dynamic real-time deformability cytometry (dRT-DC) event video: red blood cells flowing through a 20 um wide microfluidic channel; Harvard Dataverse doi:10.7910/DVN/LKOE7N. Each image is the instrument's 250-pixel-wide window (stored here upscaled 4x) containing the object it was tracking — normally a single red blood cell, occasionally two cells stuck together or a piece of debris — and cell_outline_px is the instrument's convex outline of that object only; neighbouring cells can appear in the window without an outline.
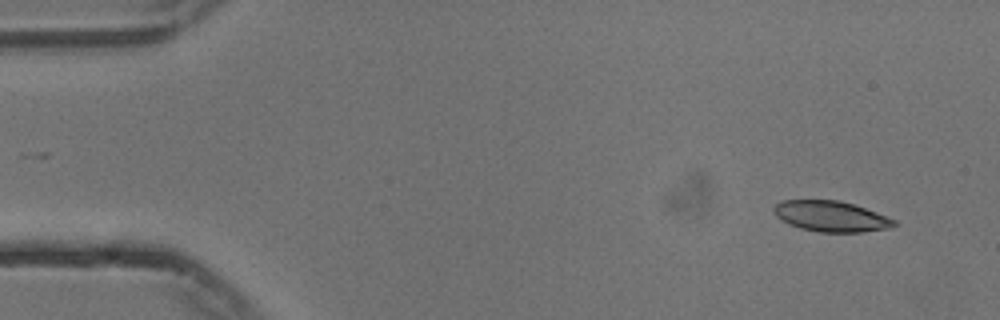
{"species": "common noctule bat (a hibernating species)", "species_latin": "Nyctalus noctula", "temperature_condition": "cold", "stored_images_in_passage": 53, "camera_frame_rate_fps": 3000, "um_per_image_px": 0.085, "animal": {"sex": "male", "body_mass_g": 13.3}, "frame": {"image": 1, "passage_image": 3, "time_ms": 0.667, "image_size_px": [1000, 320], "cell_outline_px": [[900, 224], [892, 228], [860, 232], [820, 232], [800, 228], [788, 224], [780, 220], [772, 212], [772, 208], [780, 200], [840, 200], [876, 212], [896, 220]], "centroid_in_image_um": [70.62, 18.39], "position_along_channel_um": 14.4, "area_um2": 21.73}}
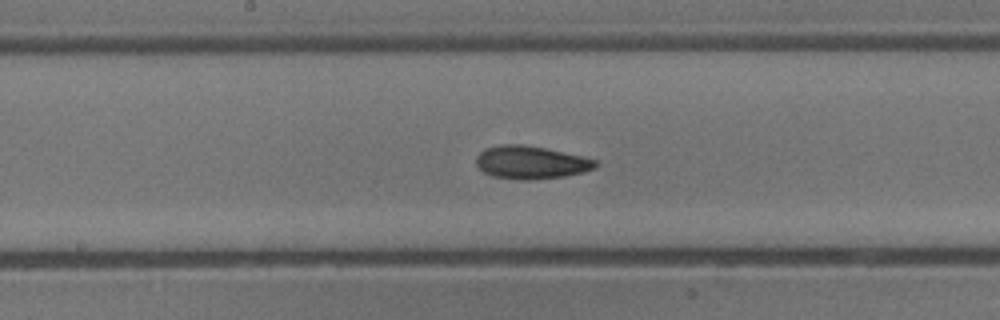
{"frame": {"image": 2, "passage_image": 27, "time_ms": 8.667, "image_size_px": [1000, 320], "cell_outline_px": [[596, 168], [584, 172], [564, 176], [528, 180], [520, 180], [492, 176], [484, 172], [476, 164], [476, 156], [484, 148], [500, 144], [520, 144], [544, 148], [584, 156], [596, 160]], "centroid_in_image_um": [45.11, 13.8], "position_along_channel_um": 203.1, "area_um2": 22.95}}
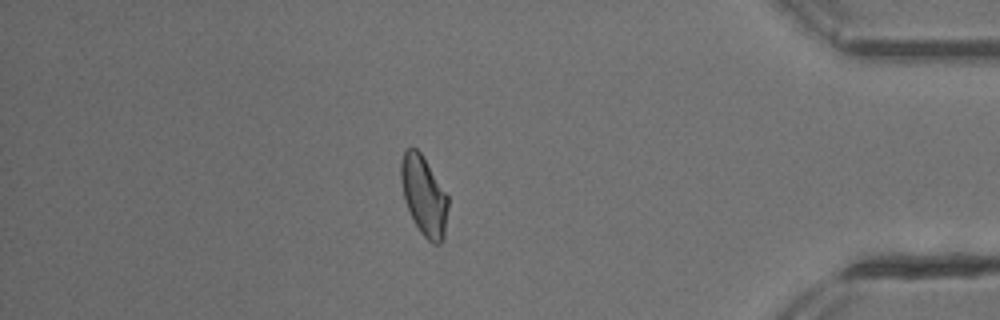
{"frame": {"image": 3, "passage_image": 46, "time_ms": 15.0, "image_size_px": [1000, 320], "cell_outline_px": [[448, 208], [444, 240], [440, 244], [432, 244], [420, 232], [404, 200], [400, 180], [400, 164], [404, 152], [408, 148], [416, 148], [420, 152], [448, 196]], "centroid_in_image_um": [36.03, 16.67], "position_along_channel_um": 399.2, "area_um2": 21.68}, "authors_computed_cell_mechanics": {"area_um2": 22.0796, "velocity_mm_per_s": 3.7282, "shape_relaxation_time_tau1_ms": 4.8717, "shape_relaxation_time_tau2_ms": 2.0417, "deformation_change_tau1": 0.1341, "deformation_change_tau2": 0.0741}}